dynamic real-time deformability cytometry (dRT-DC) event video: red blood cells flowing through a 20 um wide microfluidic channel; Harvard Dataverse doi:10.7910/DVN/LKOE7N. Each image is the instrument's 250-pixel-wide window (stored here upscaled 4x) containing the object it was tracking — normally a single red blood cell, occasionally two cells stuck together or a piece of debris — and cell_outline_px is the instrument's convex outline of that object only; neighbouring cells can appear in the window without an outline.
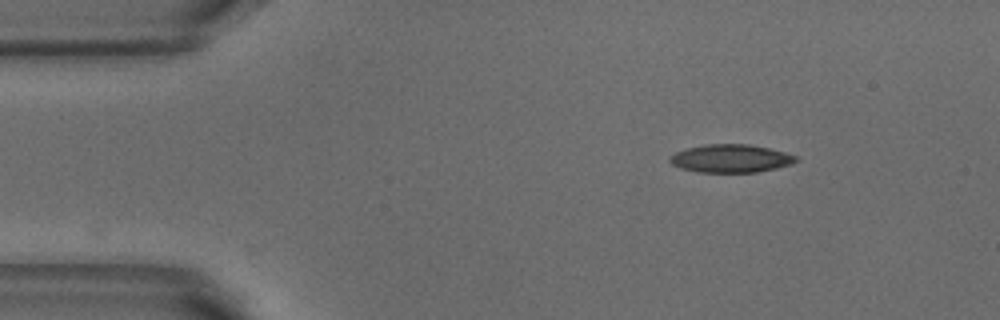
{"species": "common noctule bat (a hibernating species)", "species_latin": "Nyctalus noctula", "temperature_condition": "warm", "stored_images_in_passage": 6, "camera_frame_rate_fps": 3000, "um_per_image_px": 0.085, "animal": {"sex": "male", "body_mass_g": 18.8}, "frame": {"image": 1, "passage_image": 1, "time_ms": 0.0, "image_size_px": [1000, 320], "cell_outline_px": [[800, 160], [792, 164], [776, 168], [756, 172], [696, 172], [680, 168], [672, 164], [668, 160], [668, 156], [684, 148], [704, 144], [748, 144], [768, 148], [784, 152], [796, 156]], "centroid_in_image_um": [62.08, 13.47], "position_along_channel_um": 22.9, "area_um2": 20.81}}